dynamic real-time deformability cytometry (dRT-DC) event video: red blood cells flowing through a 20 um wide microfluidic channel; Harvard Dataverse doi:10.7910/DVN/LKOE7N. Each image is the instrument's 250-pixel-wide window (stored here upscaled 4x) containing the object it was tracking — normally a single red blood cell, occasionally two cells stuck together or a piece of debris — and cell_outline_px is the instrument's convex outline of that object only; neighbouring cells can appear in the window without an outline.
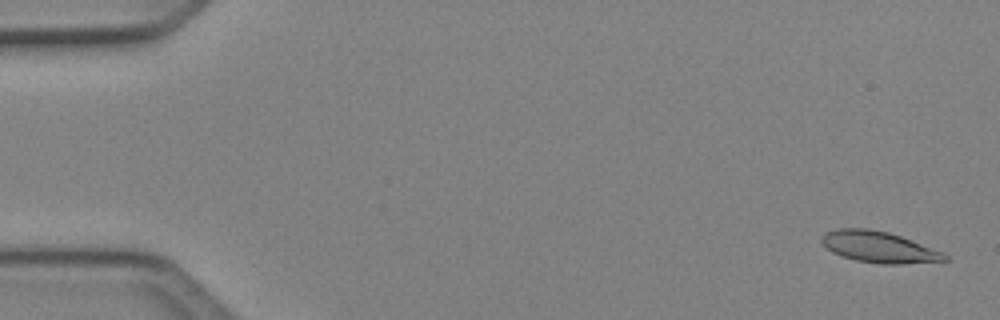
{"species": "Egyptian fruit bat (a non-hibernating species)", "species_latin": "Rousettus aegyptiacus", "temperature_condition": "cold", "stored_images_in_passage": 6, "segment_of_instrument_passage": [1, 2], "camera_frame_rate_fps": 3000, "um_per_image_px": 0.085, "animal": {"sex": "female"}, "frame": {"image": 1, "passage_image": 1, "time_ms": 0.0, "image_size_px": [1000, 320], "cell_outline_px": [[948, 260], [904, 264], [884, 264], [856, 260], [832, 252], [820, 240], [820, 236], [824, 232], [840, 228], [868, 228], [888, 232], [900, 236], [944, 252], [948, 256]], "centroid_in_image_um": [74.7, 20.99], "position_along_channel_um": 10.3, "area_um2": 22.25}}
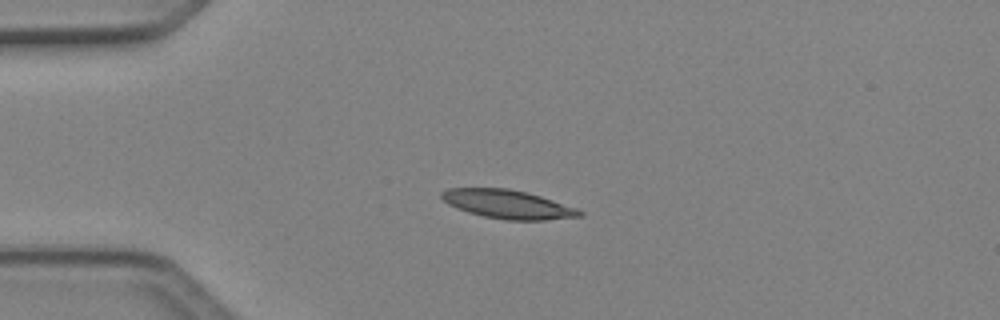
{"frame": {"image": 2, "passage_image": 4, "time_ms": 1.0, "image_size_px": [1000, 320], "cell_outline_px": [[584, 216], [544, 220], [508, 220], [484, 216], [468, 212], [448, 204], [440, 196], [440, 192], [448, 188], [508, 188], [528, 192], [576, 208], [584, 212]], "centroid_in_image_um": [43.16, 17.35], "position_along_channel_um": 41.8, "area_um2": 22.95}}